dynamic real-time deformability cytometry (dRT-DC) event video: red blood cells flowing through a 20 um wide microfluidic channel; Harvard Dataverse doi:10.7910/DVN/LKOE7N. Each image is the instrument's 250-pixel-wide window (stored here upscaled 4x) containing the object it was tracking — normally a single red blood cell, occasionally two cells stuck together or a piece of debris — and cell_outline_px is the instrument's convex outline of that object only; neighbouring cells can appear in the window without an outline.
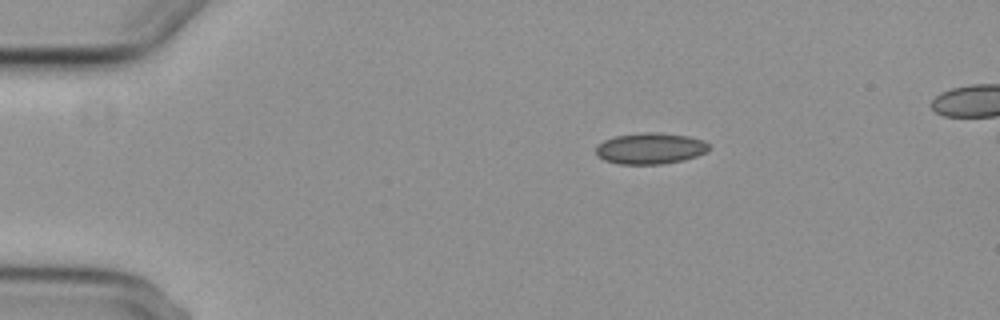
{"species": "common noctule bat (a hibernating species)", "species_latin": "Nyctalus noctula", "temperature_condition": "cold", "stored_images_in_passage": 4, "camera_frame_rate_fps": 3000, "um_per_image_px": 0.085, "animal": {"sex": "female", "body_mass_g": 29.2, "forearm_length_mm": 56.3}, "frame": {"image": 1, "passage_image": 4, "time_ms": 5.0, "image_size_px": [1000, 320], "cell_outline_px": [[708, 152], [684, 160], [660, 164], [616, 164], [604, 160], [596, 156], [596, 148], [604, 140], [616, 136], [640, 132], [660, 132], [688, 136], [704, 140], [708, 144]], "centroid_in_image_um": [55.27, 12.61], "position_along_channel_um": 29.7, "area_um2": 20.69}}